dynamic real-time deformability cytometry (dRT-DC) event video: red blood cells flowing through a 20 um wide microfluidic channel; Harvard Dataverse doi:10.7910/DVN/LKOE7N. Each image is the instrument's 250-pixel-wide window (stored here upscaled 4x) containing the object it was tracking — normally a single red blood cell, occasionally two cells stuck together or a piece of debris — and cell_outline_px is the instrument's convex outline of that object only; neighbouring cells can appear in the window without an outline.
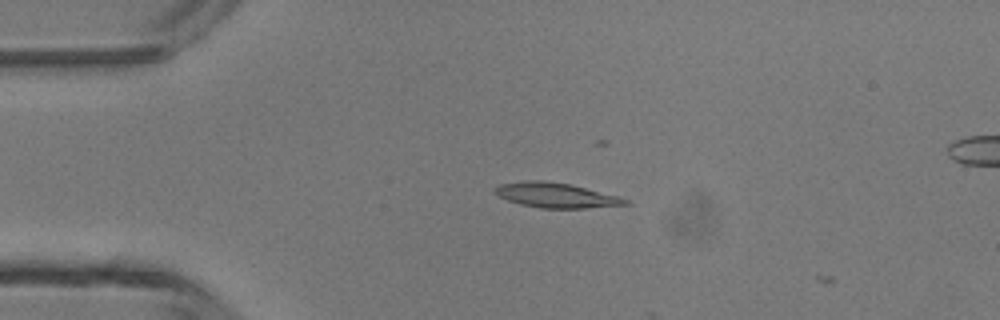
{"species": "common noctule bat (a hibernating species)", "species_latin": "Nyctalus noctula", "temperature_condition": "room temperature", "stored_images_in_passage": 3, "camera_frame_rate_fps": 3000, "um_per_image_px": 0.085, "animal": {"sex": "male", "body_mass_g": 13.3}, "frame": {"image": 1, "passage_image": 1, "time_ms": 0.0, "image_size_px": [1000, 320], "cell_outline_px": [[632, 204], [588, 208], [540, 208], [520, 204], [508, 200], [492, 192], [492, 188], [500, 184], [528, 180], [540, 180], [568, 184], [616, 196], [628, 200]], "centroid_in_image_um": [47.2, 16.6], "position_along_channel_um": 37.8, "area_um2": 18.67}}